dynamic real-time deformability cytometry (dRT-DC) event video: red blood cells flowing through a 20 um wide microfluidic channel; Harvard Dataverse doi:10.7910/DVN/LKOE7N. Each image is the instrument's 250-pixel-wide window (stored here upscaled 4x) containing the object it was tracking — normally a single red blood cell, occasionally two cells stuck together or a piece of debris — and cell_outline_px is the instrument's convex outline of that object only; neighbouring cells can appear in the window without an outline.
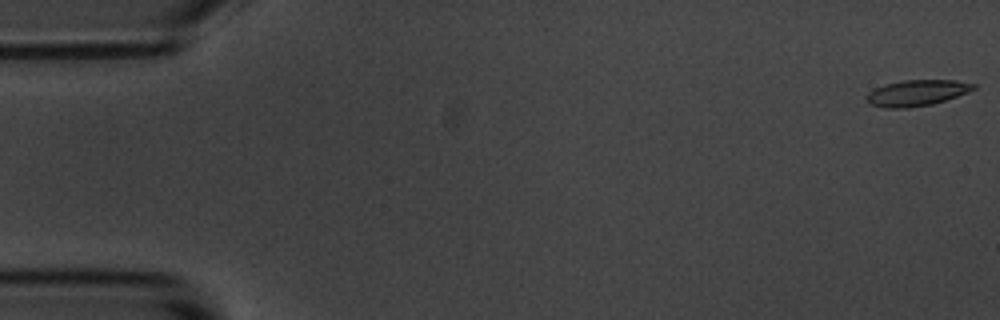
{"species": "common noctule bat (a hibernating species)", "species_latin": "Nyctalus noctula", "temperature_condition": "room temperature", "stored_images_in_passage": 55, "camera_frame_rate_fps": 3000, "um_per_image_px": 0.085, "animal": {"sex": "male", "body_mass_g": 20.1, "forearm_length_mm": 53.5}, "frame": {"image": 1, "passage_image": 1, "time_ms": 0.0, "image_size_px": [1000, 320], "cell_outline_px": [[976, 88], [968, 92], [932, 104], [908, 108], [884, 108], [868, 104], [864, 96], [868, 92], [884, 84], [904, 80], [956, 80], [976, 84]], "centroid_in_image_um": [77.88, 7.9], "position_along_channel_um": 7.1, "area_um2": 16.3}}
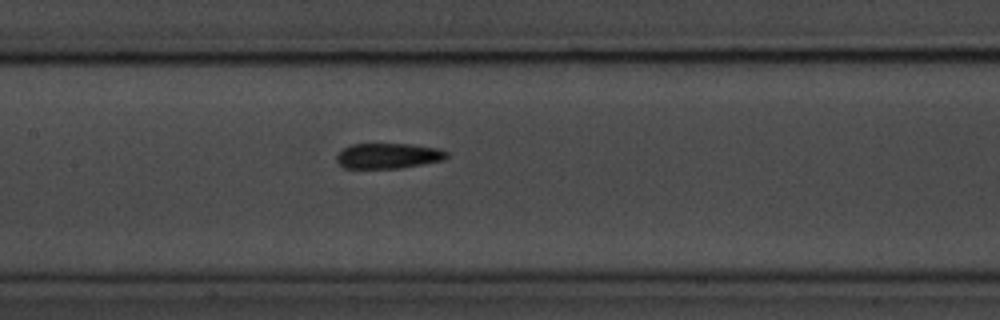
{"frame": {"image": 2, "passage_image": 26, "time_ms": 8.333, "image_size_px": [1000, 320], "cell_outline_px": [[448, 156], [444, 160], [400, 168], [344, 168], [336, 160], [336, 156], [344, 148], [352, 144], [412, 144], [440, 148], [448, 152]], "centroid_in_image_um": [33.03, 13.24], "position_along_channel_um": 174.4, "area_um2": 16.3}}
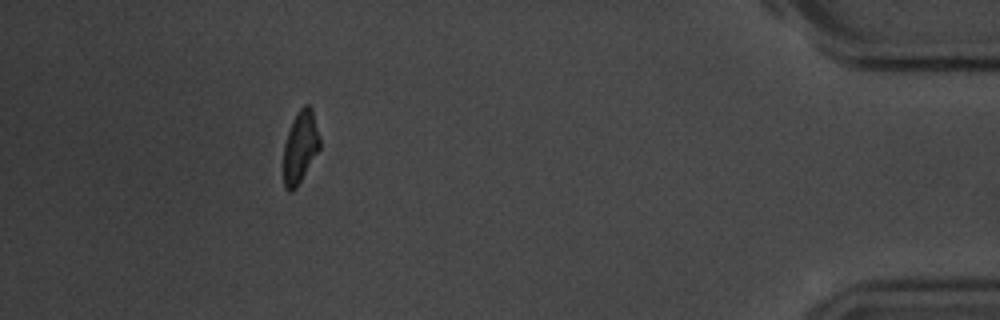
{"frame": {"image": 3, "passage_image": 50, "time_ms": 16.333, "image_size_px": [1000, 320], "cell_outline_px": [[320, 148], [296, 188], [292, 192], [288, 192], [284, 188], [284, 144], [292, 120], [296, 112], [304, 104], [308, 104], [312, 108], [320, 140]], "centroid_in_image_um": [25.51, 12.48], "position_along_channel_um": 409.7, "area_um2": 15.2}, "authors_computed_cell_mechanics": {"area_um2": 16.5308, "velocity_mm_per_s": 3.6609, "shape_relaxation_time_tau1_ms": 4.5646, "shape_relaxation_time_tau2_ms": 3.6656, "deformation_change_tau1": 0.157, "deformation_change_tau2": 0.1195}}